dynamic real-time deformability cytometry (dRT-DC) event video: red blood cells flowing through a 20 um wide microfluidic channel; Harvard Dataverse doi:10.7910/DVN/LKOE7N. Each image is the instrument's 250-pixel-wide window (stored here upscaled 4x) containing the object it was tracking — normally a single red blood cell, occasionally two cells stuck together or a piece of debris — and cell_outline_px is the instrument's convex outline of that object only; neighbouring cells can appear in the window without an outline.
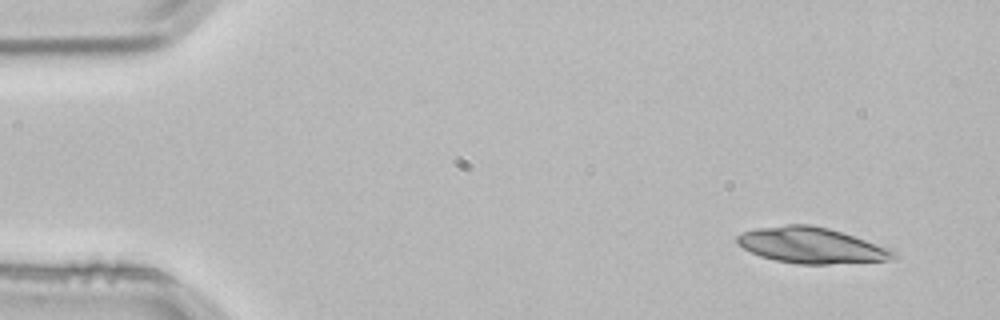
{"species": "common noctule bat (a hibernating species)", "species_latin": "Nyctalus noctula", "temperature_condition": "room temperature", "stored_images_in_passage": 3, "camera_frame_rate_fps": 3000, "um_per_image_px": 0.085, "animal": {"sex": "male", "body_mass_g": 21.5, "forearm_length_mm": 52.0}, "frame": {"image": 1, "passage_image": 1, "time_ms": 0.0, "image_size_px": [1000, 320], "cell_outline_px": [[896, 256], [884, 260], [828, 264], [800, 264], [776, 260], [760, 256], [736, 244], [736, 236], [744, 232], [756, 228], [788, 224], [808, 224], [828, 228], [888, 248], [896, 252]], "centroid_in_image_um": [68.89, 20.85], "position_along_channel_um": 16.1, "area_um2": 32.02}}